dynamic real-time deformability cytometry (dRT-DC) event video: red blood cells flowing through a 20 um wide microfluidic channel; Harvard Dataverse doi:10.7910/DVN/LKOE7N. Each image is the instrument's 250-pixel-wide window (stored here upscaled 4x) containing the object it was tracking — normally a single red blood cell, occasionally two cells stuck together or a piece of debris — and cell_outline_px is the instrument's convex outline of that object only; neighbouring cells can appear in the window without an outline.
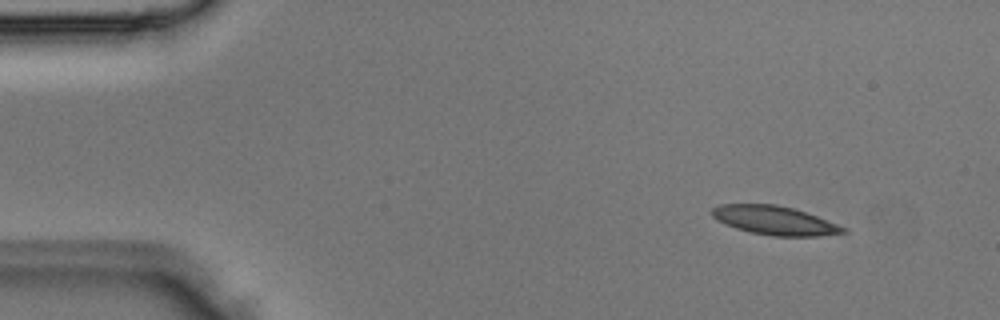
{"species": "Egyptian fruit bat (a non-hibernating species)", "species_latin": "Rousettus aegyptiacus", "temperature_condition": "room temperature", "stored_images_in_passage": 2, "camera_frame_rate_fps": 3000, "um_per_image_px": 0.085, "animal": {"sex": "male"}, "frame": {"image": 1, "passage_image": 2, "time_ms": 0.333, "image_size_px": [1000, 320], "cell_outline_px": [[848, 232], [816, 236], [772, 236], [752, 232], [736, 228], [712, 216], [712, 208], [720, 204], [776, 204], [792, 208], [816, 216], [848, 228]], "centroid_in_image_um": [65.87, 18.73], "position_along_channel_um": 19.1, "area_um2": 21.68}}